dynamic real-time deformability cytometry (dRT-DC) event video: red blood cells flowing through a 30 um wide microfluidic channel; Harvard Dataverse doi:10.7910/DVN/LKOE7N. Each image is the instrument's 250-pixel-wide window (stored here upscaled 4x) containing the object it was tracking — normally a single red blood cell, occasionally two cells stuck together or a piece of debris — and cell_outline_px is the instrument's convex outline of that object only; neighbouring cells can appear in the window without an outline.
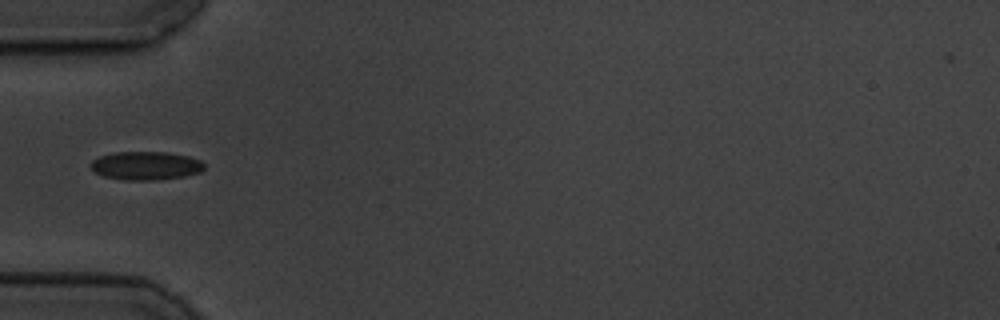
{"species": "common noctule bat (a hibernating species)", "species_latin": "Nyctalus noctula", "temperature_condition": "cold", "stored_images_in_passage": 40, "camera_frame_rate_fps": 3000, "um_per_image_px": 0.085, "animal": {"sex": "male", "body_mass_g": 19.5, "forearm_length_mm": 54.6}, "frame": {"image": 1, "passage_image": 1, "time_ms": 0.0, "image_size_px": [1000, 320], "cell_outline_px": [[204, 168], [200, 172], [184, 176], [148, 180], [124, 180], [104, 176], [96, 172], [88, 164], [92, 160], [100, 156], [116, 152], [168, 152], [188, 156], [200, 160], [204, 164]], "centroid_in_image_um": [12.38, 14.07], "position_along_channel_um": 72.6, "area_um2": 18.67}}
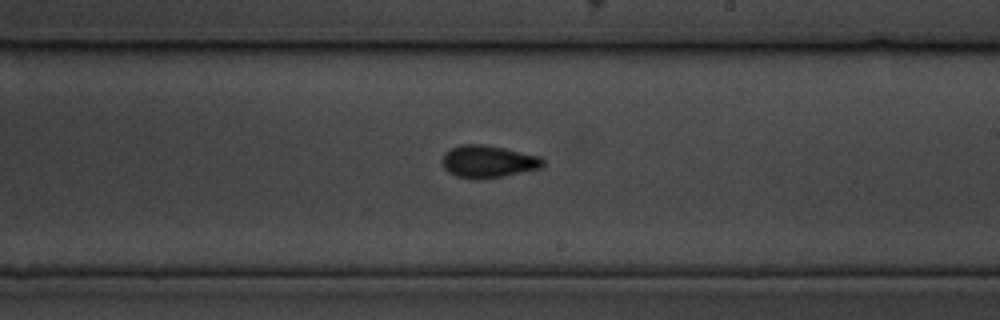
{"frame": {"image": 2, "passage_image": 16, "time_ms": 5.0, "image_size_px": [1000, 320], "cell_outline_px": [[544, 164], [540, 168], [500, 176], [476, 180], [456, 176], [448, 172], [444, 168], [440, 160], [444, 152], [460, 144], [484, 144], [504, 148], [540, 156], [544, 160]], "centroid_in_image_um": [41.43, 13.72], "position_along_channel_um": 247.6, "area_um2": 19.02}}
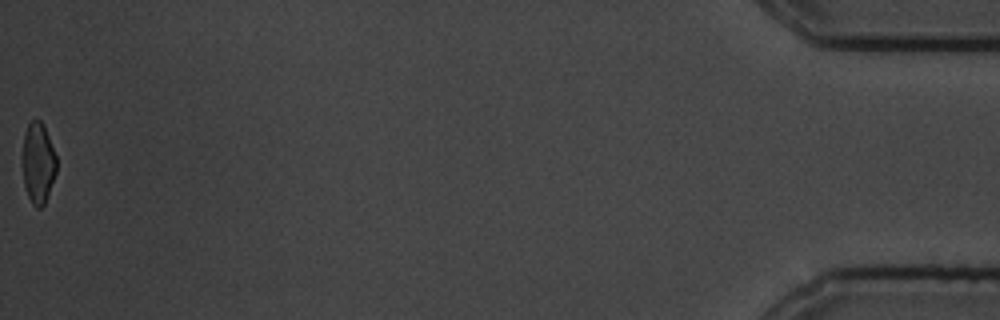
{"frame": {"image": 3, "passage_image": 40, "time_ms": 13.0, "image_size_px": [1000, 320], "cell_outline_px": [[56, 172], [44, 204], [40, 208], [36, 208], [32, 204], [28, 196], [24, 184], [24, 132], [28, 124], [32, 120], [40, 120], [44, 124], [56, 156]], "centroid_in_image_um": [3.26, 13.84], "position_along_channel_um": 431.9, "area_um2": 15.66}, "authors_computed_cell_mechanics": {"area_um2": 17.8602, "velocity_mm_per_s": 3.4967, "shape_relaxation_time_tau1_ms": 2.3343, "shape_relaxation_time_tau2_ms": 4.3959, "deformation_change_tau1": 0.0825, "deformation_change_tau2": 0.0631}}